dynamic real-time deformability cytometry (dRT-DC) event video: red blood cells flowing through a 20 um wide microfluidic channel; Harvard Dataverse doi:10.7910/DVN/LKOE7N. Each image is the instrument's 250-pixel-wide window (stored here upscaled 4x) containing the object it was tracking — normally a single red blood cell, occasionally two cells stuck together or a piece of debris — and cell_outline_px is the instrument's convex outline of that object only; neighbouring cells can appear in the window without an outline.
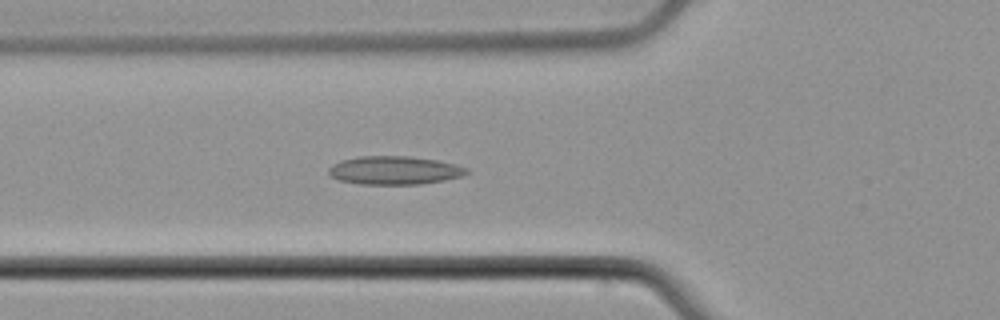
{"species": "common noctule bat (a hibernating species)", "species_latin": "Nyctalus noctula", "temperature_condition": "cold", "stored_images_in_passage": 55, "camera_frame_rate_fps": 3000, "um_per_image_px": 0.085, "animal": {"sex": "male", "body_mass_g": 21.5, "forearm_length_mm": 52.0}, "frame": {"image": 1, "passage_image": 20, "time_ms": 6.333, "image_size_px": [1000, 320], "cell_outline_px": [[468, 172], [464, 176], [444, 180], [420, 184], [360, 184], [340, 180], [332, 176], [328, 172], [328, 168], [332, 164], [340, 160], [360, 156], [408, 156], [436, 160], [456, 164], [468, 168]], "centroid_in_image_um": [33.53, 14.47], "position_along_channel_um": 92.3, "area_um2": 22.83}}
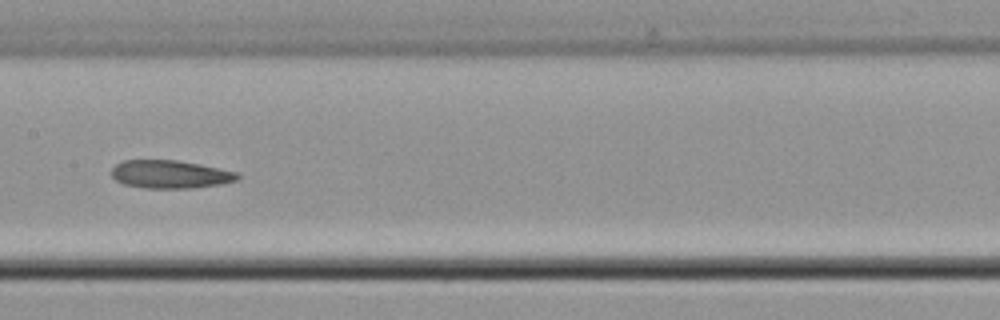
{"frame": {"image": 2, "passage_image": 28, "time_ms": 9.0, "image_size_px": [1000, 320], "cell_outline_px": [[240, 176], [236, 180], [220, 184], [196, 188], [144, 188], [124, 184], [116, 180], [112, 176], [112, 168], [116, 164], [124, 160], [176, 160], [200, 164], [240, 172]], "centroid_in_image_um": [14.49, 14.81], "position_along_channel_um": 192.9, "area_um2": 20.69}}
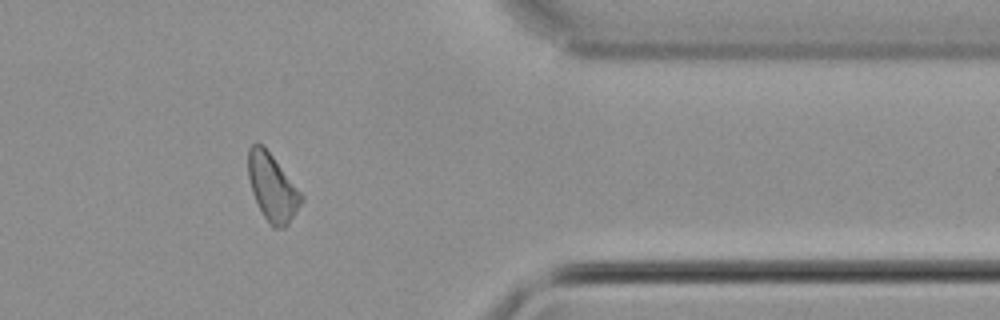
{"frame": {"image": 3, "passage_image": 45, "time_ms": 14.667, "image_size_px": [1000, 320], "cell_outline_px": [[304, 200], [288, 224], [284, 228], [272, 228], [264, 216], [252, 192], [248, 176], [248, 148], [252, 144], [260, 144], [272, 156], [304, 196]], "centroid_in_image_um": [23.16, 15.97], "position_along_channel_um": 388.2, "area_um2": 20.4}}